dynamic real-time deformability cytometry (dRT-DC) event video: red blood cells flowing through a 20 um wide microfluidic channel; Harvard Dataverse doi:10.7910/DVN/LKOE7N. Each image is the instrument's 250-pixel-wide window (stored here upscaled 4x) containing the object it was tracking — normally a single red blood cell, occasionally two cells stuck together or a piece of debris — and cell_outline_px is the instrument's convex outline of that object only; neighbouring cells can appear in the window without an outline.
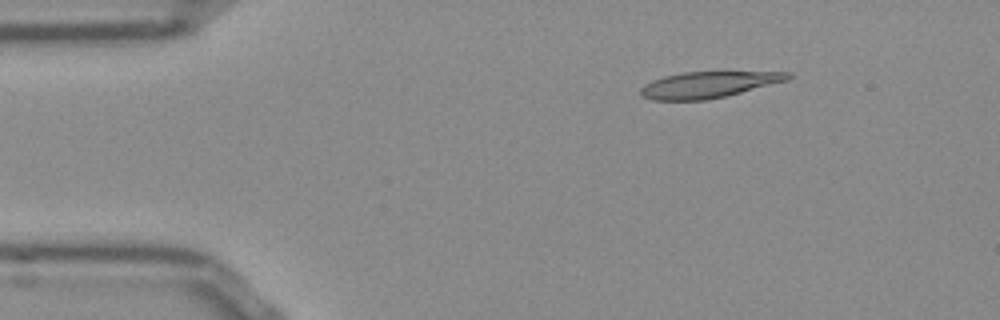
{"species": "Egyptian fruit bat (a non-hibernating species)", "species_latin": "Rousettus aegyptiacus", "temperature_condition": "room temperature", "stored_images_in_passage": 45, "camera_frame_rate_fps": 3000, "um_per_image_px": 0.085, "frame": {"image": 1, "passage_image": 1, "time_ms": 0.0, "image_size_px": [1000, 320], "cell_outline_px": [[792, 76], [788, 80], [724, 96], [704, 100], [652, 100], [644, 96], [640, 92], [640, 88], [644, 84], [652, 80], [664, 76], [684, 72], [792, 72]], "centroid_in_image_um": [60.19, 7.19], "position_along_channel_um": 24.8, "area_um2": 22.2}}
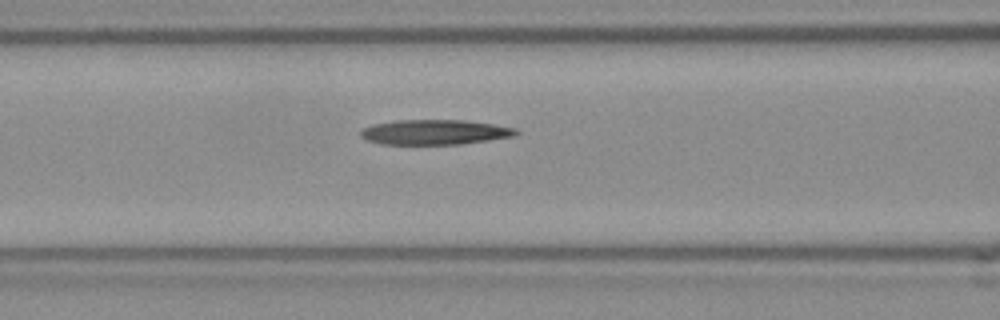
{"frame": {"image": 2, "passage_image": 14, "time_ms": 4.333, "image_size_px": [1000, 320], "cell_outline_px": [[520, 132], [512, 136], [488, 140], [460, 144], [380, 144], [368, 140], [360, 136], [360, 132], [364, 128], [372, 124], [396, 120], [468, 120], [516, 128]], "centroid_in_image_um": [36.94, 11.22], "position_along_channel_um": 129.7, "area_um2": 22.54}}
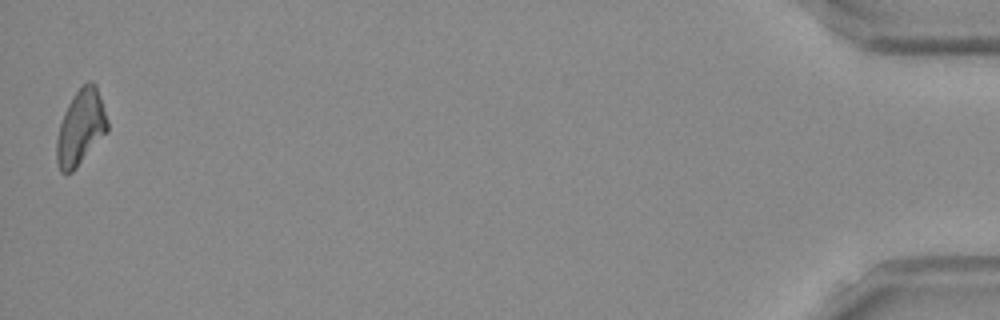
{"frame": {"image": 3, "passage_image": 45, "time_ms": 14.667, "image_size_px": [1000, 320], "cell_outline_px": [[108, 132], [76, 168], [72, 172], [60, 172], [56, 160], [56, 140], [60, 124], [64, 112], [72, 96], [88, 80], [92, 80], [96, 84], [108, 120]], "centroid_in_image_um": [6.86, 10.83], "position_along_channel_um": 428.3, "area_um2": 22.37}}